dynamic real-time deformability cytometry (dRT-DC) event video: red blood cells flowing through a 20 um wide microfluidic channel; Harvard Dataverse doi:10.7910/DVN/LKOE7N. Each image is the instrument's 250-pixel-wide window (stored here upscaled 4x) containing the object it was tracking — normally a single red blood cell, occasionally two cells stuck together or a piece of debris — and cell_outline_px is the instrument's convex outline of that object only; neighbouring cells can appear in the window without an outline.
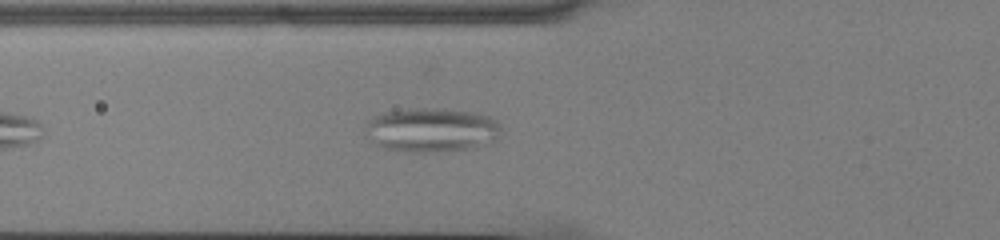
{"species": "common noctule bat (a hibernating species)", "species_latin": "Nyctalus noctula", "temperature_condition": "cold", "stored_images_in_passage": 36, "camera_frame_rate_fps": 3000, "um_per_image_px": 0.085, "animal": {"sex": "male", "body_mass_g": 13.0, "forearm_length_mm": 53.1}, "frame": {"image": 1, "passage_image": 6, "time_ms": 1.667, "image_size_px": [1000, 240], "cell_outline_px": [[500, 136], [492, 144], [472, 148], [436, 152], [408, 152], [384, 148], [376, 144], [364, 136], [364, 124], [372, 116], [384, 112], [408, 108], [448, 108], [476, 112], [488, 116], [496, 120], [500, 124]], "centroid_in_image_um": [36.67, 11.04], "position_along_channel_um": 89.1, "area_um2": 35.95}}
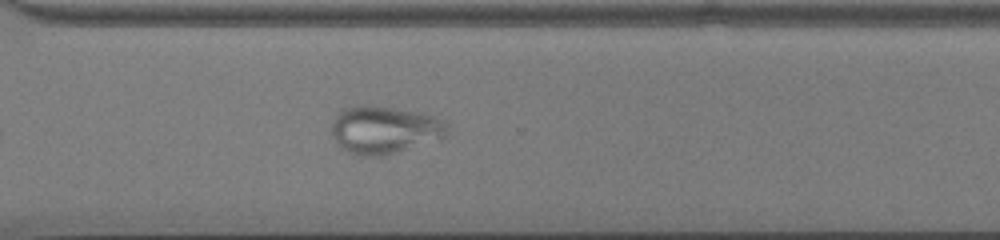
{"frame": {"image": 2, "passage_image": 26, "time_ms": 8.333, "image_size_px": [1000, 240], "cell_outline_px": [[448, 140], [380, 156], [368, 156], [352, 152], [340, 148], [336, 144], [332, 132], [332, 124], [336, 116], [344, 108], [364, 104], [376, 104], [420, 112], [436, 116], [444, 120], [448, 124]], "centroid_in_image_um": [32.8, 11.02], "position_along_channel_um": 337.8, "area_um2": 33.12}}